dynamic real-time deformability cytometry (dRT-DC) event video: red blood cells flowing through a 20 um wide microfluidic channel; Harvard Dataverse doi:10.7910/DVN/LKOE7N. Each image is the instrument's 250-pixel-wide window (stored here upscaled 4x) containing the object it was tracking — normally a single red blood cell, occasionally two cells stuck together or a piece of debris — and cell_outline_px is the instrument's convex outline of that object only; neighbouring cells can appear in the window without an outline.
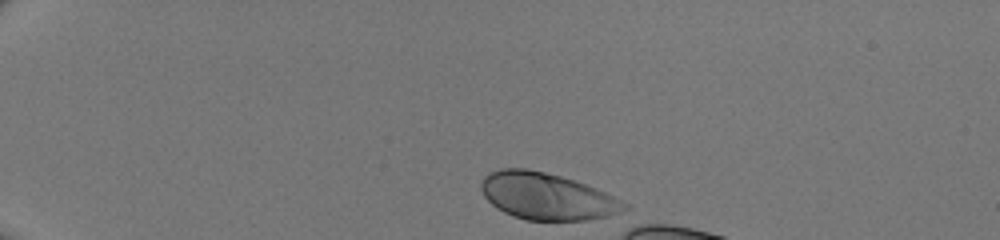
{"species": "human", "species_latin": "Homo sapiens", "temperature_condition": "room temperature", "stored_images_in_passage": 34, "camera_frame_rate_fps": 3000, "um_per_image_px": 0.085, "donor": {"sex": "male"}, "frame": {"image": 1, "passage_image": 1, "time_ms": 0.0, "image_size_px": [1000, 240], "cell_outline_px": [[628, 208], [620, 212], [608, 216], [588, 220], [524, 220], [504, 212], [496, 208], [484, 196], [480, 188], [480, 184], [484, 176], [488, 172], [500, 168], [528, 168], [560, 176], [596, 188], [628, 204]], "centroid_in_image_um": [46.43, 16.68], "position_along_channel_um": 38.6, "area_um2": 38.96}}
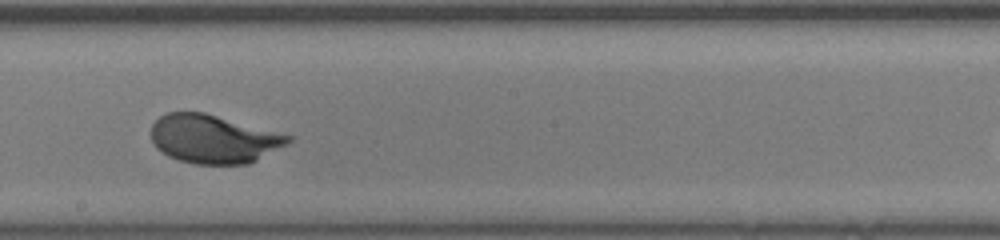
{"frame": {"image": 2, "passage_image": 20, "time_ms": 6.333, "image_size_px": [1000, 240], "cell_outline_px": [[292, 140], [288, 144], [248, 164], [196, 164], [180, 160], [168, 156], [156, 148], [152, 140], [152, 124], [160, 116], [168, 112], [204, 112], [292, 136]], "centroid_in_image_um": [18.14, 11.81], "position_along_channel_um": 230.1, "area_um2": 38.49}}
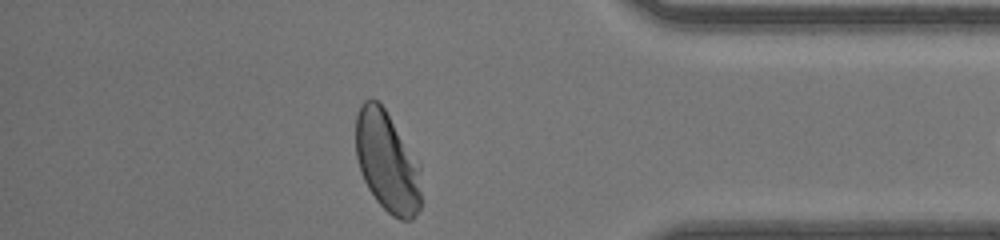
{"frame": {"image": 3, "passage_image": 33, "time_ms": 10.667, "image_size_px": [1000, 240], "cell_outline_px": [[420, 208], [412, 220], [400, 220], [392, 216], [376, 200], [368, 188], [360, 172], [356, 156], [356, 116], [360, 104], [364, 100], [372, 96], [384, 108], [420, 164]], "centroid_in_image_um": [32.89, 13.75], "position_along_channel_um": 402.3, "area_um2": 38.44}}